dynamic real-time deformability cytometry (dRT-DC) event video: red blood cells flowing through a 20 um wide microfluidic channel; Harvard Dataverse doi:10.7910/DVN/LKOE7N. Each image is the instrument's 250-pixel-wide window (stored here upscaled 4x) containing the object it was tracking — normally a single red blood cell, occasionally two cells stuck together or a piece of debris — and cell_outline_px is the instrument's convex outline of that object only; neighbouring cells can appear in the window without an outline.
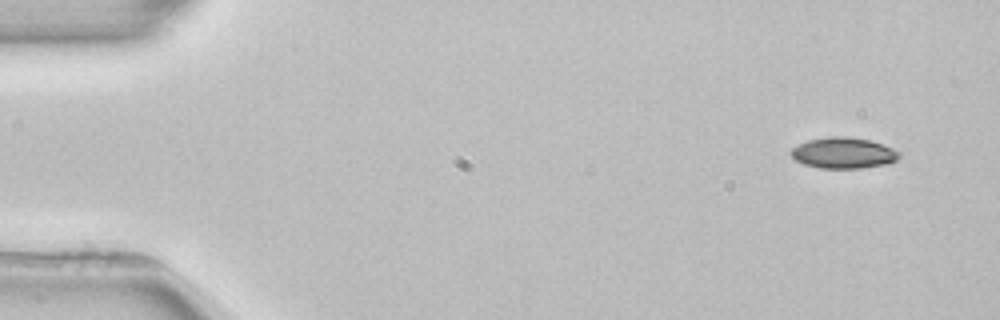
{"species": "common noctule bat (a hibernating species)", "species_latin": "Nyctalus noctula", "temperature_condition": "room temperature", "stored_images_in_passage": 3, "camera_frame_rate_fps": 3000, "um_per_image_px": 0.085, "animal": {"sex": "female", "body_mass_g": 22.7, "forearm_length_mm": 54.2}, "frame": {"image": 1, "passage_image": 1, "time_ms": 0.0, "image_size_px": [1000, 320], "cell_outline_px": [[900, 156], [896, 160], [888, 164], [860, 168], [820, 168], [804, 164], [796, 160], [792, 156], [792, 148], [808, 140], [828, 136], [844, 136], [872, 140], [884, 144], [900, 152]], "centroid_in_image_um": [71.73, 12.99], "position_along_channel_um": 13.3, "area_um2": 19.54}}